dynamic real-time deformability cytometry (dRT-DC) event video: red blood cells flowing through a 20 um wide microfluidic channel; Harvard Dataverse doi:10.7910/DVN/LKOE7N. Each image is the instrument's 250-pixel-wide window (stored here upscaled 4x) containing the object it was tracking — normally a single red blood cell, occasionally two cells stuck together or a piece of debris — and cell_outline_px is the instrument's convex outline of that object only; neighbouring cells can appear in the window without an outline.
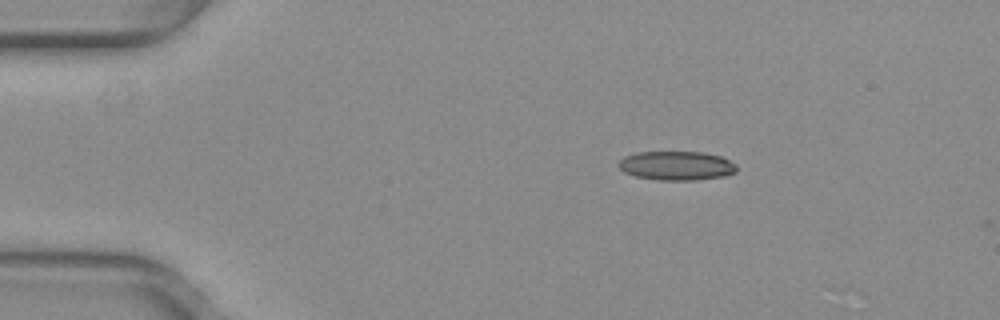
{"species": "common noctule bat (a hibernating species)", "species_latin": "Nyctalus noctula", "temperature_condition": "warm", "stored_images_in_passage": 5, "camera_frame_rate_fps": 3000, "um_per_image_px": 0.085, "animal": {"sex": "female", "body_mass_g": 29.2, "forearm_length_mm": 56.3}, "frame": {"image": 1, "passage_image": 1, "time_ms": 0.0, "image_size_px": [1000, 320], "cell_outline_px": [[736, 172], [724, 176], [696, 180], [660, 180], [636, 176], [624, 172], [616, 164], [624, 156], [636, 152], [704, 152], [720, 156], [736, 164]], "centroid_in_image_um": [57.49, 14.08], "position_along_channel_um": 27.5, "area_um2": 20.0}}